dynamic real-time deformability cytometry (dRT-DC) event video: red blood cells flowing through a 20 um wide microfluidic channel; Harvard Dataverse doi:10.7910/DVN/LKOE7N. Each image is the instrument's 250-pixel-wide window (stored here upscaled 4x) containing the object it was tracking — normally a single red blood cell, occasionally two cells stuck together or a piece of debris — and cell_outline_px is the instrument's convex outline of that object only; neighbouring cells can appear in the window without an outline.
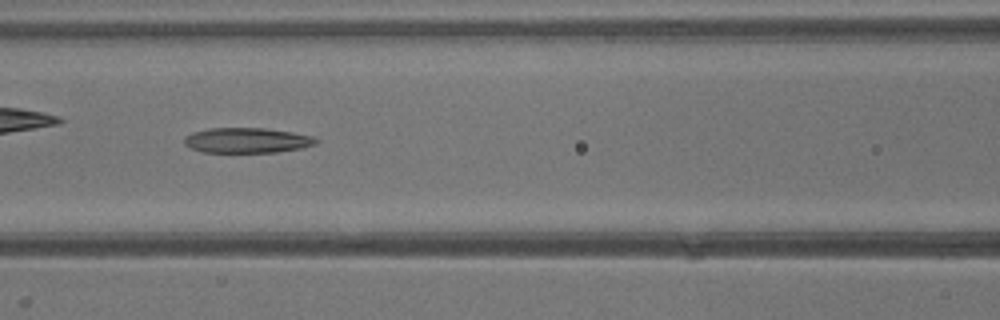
{"species": "common noctule bat (a hibernating species)", "species_latin": "Nyctalus noctula", "temperature_condition": "warm", "stored_images_in_passage": 27, "camera_frame_rate_fps": 3000, "um_per_image_px": 0.085, "animal": {"sex": "male", "body_mass_g": 13.3}, "frame": {"image": 1, "passage_image": 12, "time_ms": 3.667, "image_size_px": [1000, 320], "cell_outline_px": [[320, 140], [316, 144], [300, 148], [276, 152], [204, 152], [192, 148], [184, 144], [184, 136], [192, 132], [208, 128], [264, 128], [292, 132], [312, 136]], "centroid_in_image_um": [20.98, 11.92], "position_along_channel_um": 145.6, "area_um2": 19.31}}